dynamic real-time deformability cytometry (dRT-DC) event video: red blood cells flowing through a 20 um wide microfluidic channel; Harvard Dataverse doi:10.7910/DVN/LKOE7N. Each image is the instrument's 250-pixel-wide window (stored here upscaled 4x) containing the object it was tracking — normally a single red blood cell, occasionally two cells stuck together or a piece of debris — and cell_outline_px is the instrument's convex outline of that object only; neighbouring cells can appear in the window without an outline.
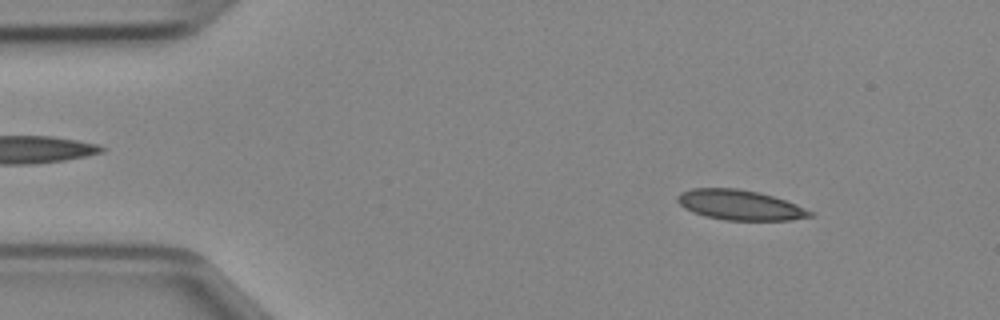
{"species": "Egyptian fruit bat (a non-hibernating species)", "species_latin": "Rousettus aegyptiacus", "temperature_condition": "cold", "stored_images_in_passage": 44, "camera_frame_rate_fps": 3000, "um_per_image_px": 0.085, "animal": {"sex": "female"}, "frame": {"image": 1, "passage_image": 3, "time_ms": 0.667, "image_size_px": [1000, 320], "cell_outline_px": [[812, 216], [792, 220], [724, 220], [704, 216], [684, 208], [676, 200], [676, 196], [680, 192], [692, 188], [736, 188], [760, 192], [796, 204], [812, 212]], "centroid_in_image_um": [62.85, 17.42], "position_along_channel_um": 22.2, "area_um2": 23.18}}
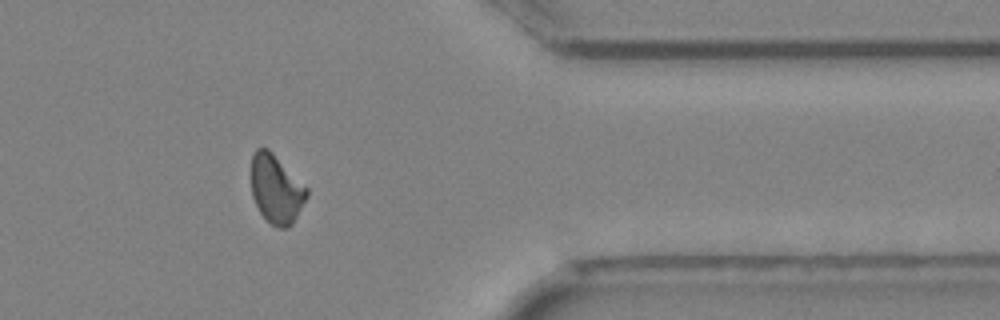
{"frame": {"image": 2, "passage_image": 35, "time_ms": 11.333, "image_size_px": [1000, 320], "cell_outline_px": [[308, 196], [292, 224], [288, 228], [280, 228], [272, 224], [260, 212], [252, 196], [252, 156], [256, 148], [268, 148], [308, 188]], "centroid_in_image_um": [23.49, 16.07], "position_along_channel_um": 387.9, "area_um2": 21.96}}
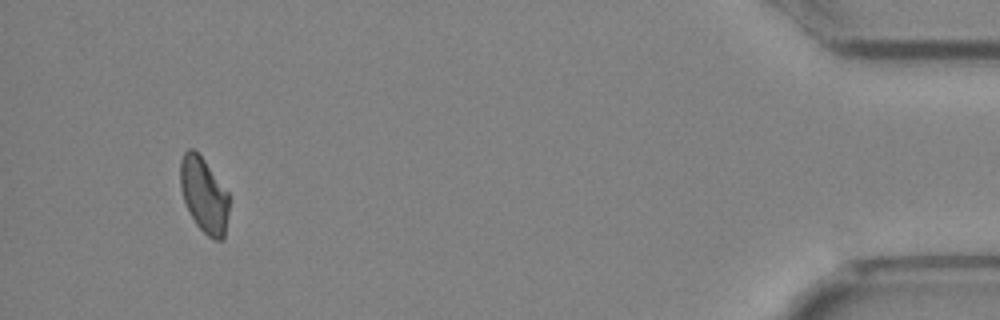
{"frame": {"image": 3, "passage_image": 41, "time_ms": 13.333, "image_size_px": [1000, 320], "cell_outline_px": [[228, 212], [224, 236], [220, 240], [212, 240], [196, 224], [184, 200], [180, 188], [180, 160], [184, 152], [188, 148], [192, 148], [204, 160], [228, 192]], "centroid_in_image_um": [17.32, 16.57], "position_along_channel_um": 417.9, "area_um2": 21.04}}